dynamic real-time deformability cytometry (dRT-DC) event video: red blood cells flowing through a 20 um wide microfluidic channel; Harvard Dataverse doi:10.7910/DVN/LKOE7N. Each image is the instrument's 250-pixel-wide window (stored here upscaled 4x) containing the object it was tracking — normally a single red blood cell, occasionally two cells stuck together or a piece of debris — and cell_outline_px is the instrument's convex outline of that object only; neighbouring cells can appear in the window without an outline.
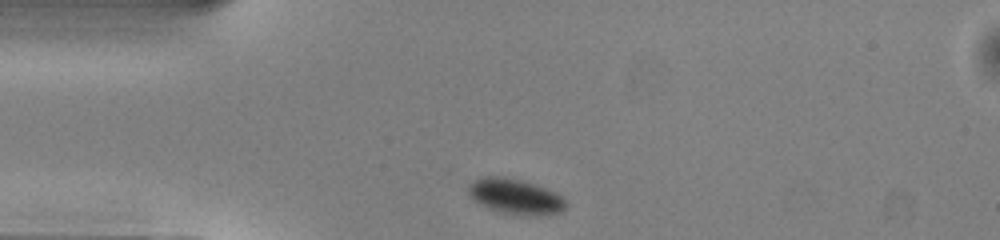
{"species": "common noctule bat (a hibernating species)", "species_latin": "Nyctalus noctula", "temperature_condition": "warm", "stored_images_in_passage": 40, "camera_frame_rate_fps": 3000, "um_per_image_px": 0.085, "animal": {"sex": "male", "body_mass_g": 13.0, "forearm_length_mm": 53.1}, "frame": {"image": 1, "passage_image": 1, "time_ms": 0.0, "image_size_px": [1000, 240], "cell_outline_px": [[568, 204], [560, 212], [548, 216], [500, 212], [488, 208], [480, 204], [468, 192], [468, 184], [476, 180], [488, 176], [504, 176], [520, 180], [544, 188], [560, 196]], "centroid_in_image_um": [43.81, 16.71], "position_along_channel_um": 41.2, "area_um2": 19.54}}
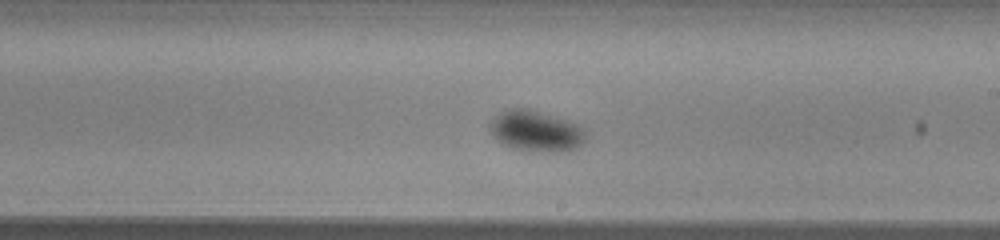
{"frame": {"image": 2, "passage_image": 18, "time_ms": 5.667, "image_size_px": [1000, 240], "cell_outline_px": [[588, 136], [576, 148], [568, 152], [556, 152], [512, 148], [504, 144], [492, 132], [492, 120], [500, 112], [508, 108], [528, 108], [576, 124], [584, 128]], "centroid_in_image_um": [45.62, 11.14], "position_along_channel_um": 243.4, "area_um2": 22.25}}
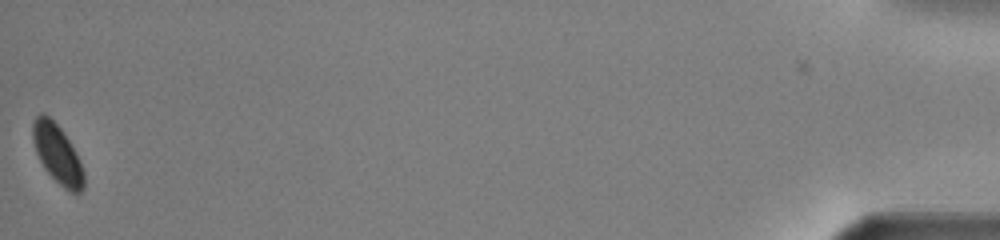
{"frame": {"image": 3, "passage_image": 40, "time_ms": 13.0, "image_size_px": [1000, 240], "cell_outline_px": [[84, 188], [80, 192], [72, 192], [64, 188], [44, 168], [36, 152], [32, 140], [32, 120], [40, 112], [44, 112], [64, 132], [76, 152], [84, 172]], "centroid_in_image_um": [4.86, 13.04], "position_along_channel_um": 430.3, "area_um2": 17.51}, "authors_computed_cell_mechanics": {"area_um2": 20.3745, "velocity_mm_per_s": 3.9823, "shape_relaxation_time_tau1_ms": 3.2293, "shape_relaxation_time_tau2_ms": null, "deformation_change_tau1": 0.0446, "deformation_change_tau2": null}}